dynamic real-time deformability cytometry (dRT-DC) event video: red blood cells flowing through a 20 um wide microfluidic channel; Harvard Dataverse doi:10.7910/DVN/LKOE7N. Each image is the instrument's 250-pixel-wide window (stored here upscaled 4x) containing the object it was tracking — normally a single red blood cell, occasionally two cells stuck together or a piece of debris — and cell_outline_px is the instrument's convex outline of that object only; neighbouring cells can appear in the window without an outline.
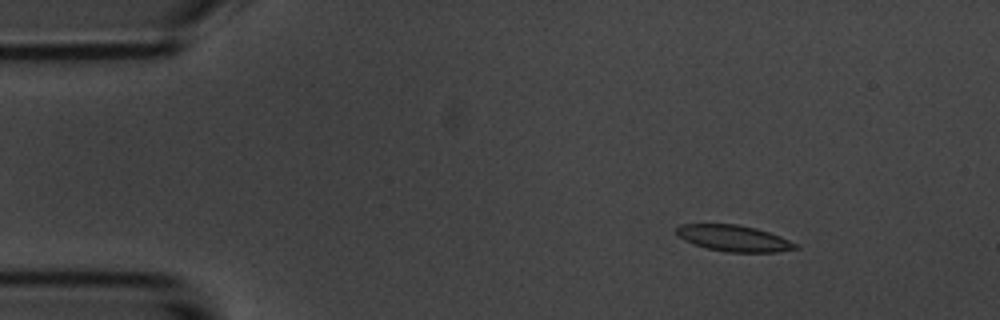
{"species": "common noctule bat (a hibernating species)", "species_latin": "Nyctalus noctula", "temperature_condition": "room temperature", "stored_images_in_passage": 4, "camera_frame_rate_fps": 3000, "um_per_image_px": 0.085, "animal": {"sex": "male", "body_mass_g": 20.1, "forearm_length_mm": 53.5}, "frame": {"image": 1, "passage_image": 1, "time_ms": 0.0, "image_size_px": [1000, 320], "cell_outline_px": [[800, 248], [776, 252], [728, 252], [708, 248], [692, 244], [676, 236], [676, 228], [680, 224], [736, 224], [756, 228], [780, 236], [796, 244]], "centroid_in_image_um": [62.33, 20.25], "position_along_channel_um": 22.7, "area_um2": 18.15}}
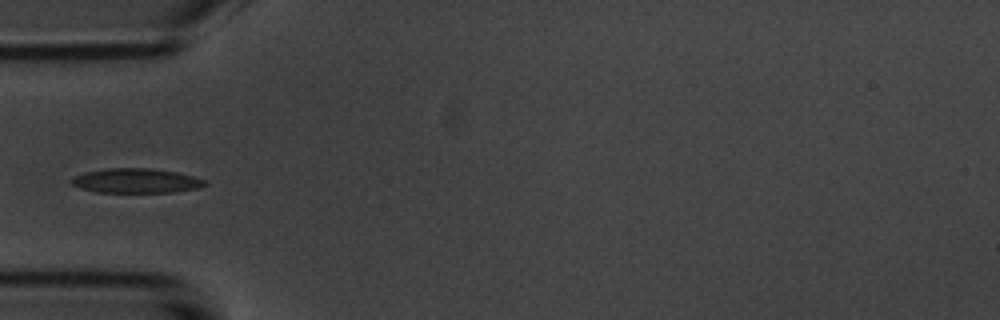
{"frame": {"image": 2, "passage_image": 4, "time_ms": 3.333, "image_size_px": [1000, 320], "cell_outline_px": [[208, 184], [200, 188], [176, 192], [96, 192], [80, 188], [72, 184], [68, 180], [84, 172], [108, 168], [148, 168], [176, 172], [192, 176], [204, 180]], "centroid_in_image_um": [11.56, 15.37], "position_along_channel_um": 73.4, "area_um2": 19.07}}